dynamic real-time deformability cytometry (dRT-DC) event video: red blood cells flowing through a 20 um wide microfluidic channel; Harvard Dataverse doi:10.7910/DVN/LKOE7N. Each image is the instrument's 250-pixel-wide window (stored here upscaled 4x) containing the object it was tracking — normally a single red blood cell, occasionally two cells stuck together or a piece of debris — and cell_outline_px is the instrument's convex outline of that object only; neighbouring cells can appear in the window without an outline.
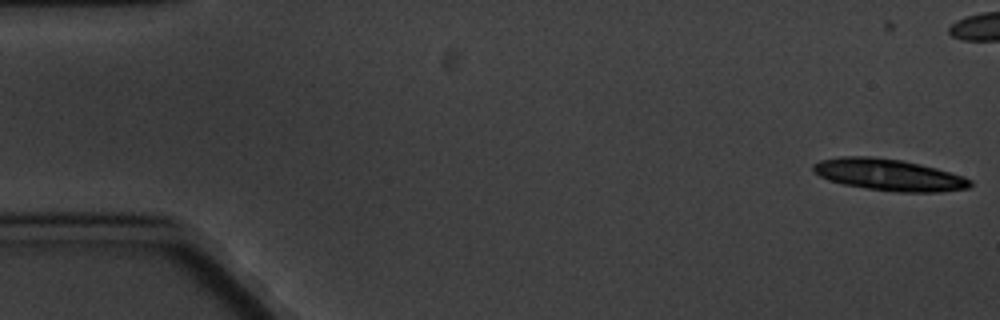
{"species": "common noctule bat (a hibernating species)", "species_latin": "Nyctalus noctula", "temperature_condition": "cold", "stored_images_in_passage": 14, "camera_frame_rate_fps": 3000, "um_per_image_px": 0.085, "animal": {"sex": "male", "body_mass_g": 20.1, "forearm_length_mm": 53.5}, "frame": {"image": 1, "passage_image": 2, "time_ms": 1.333, "image_size_px": [1000, 320], "cell_outline_px": [[972, 184], [968, 188], [940, 192], [896, 192], [868, 188], [844, 184], [828, 180], [812, 172], [812, 164], [820, 160], [840, 156], [872, 156], [900, 160], [920, 164], [936, 168], [964, 176], [972, 180]], "centroid_in_image_um": [75.54, 14.85], "position_along_channel_um": 9.5, "area_um2": 29.02}}
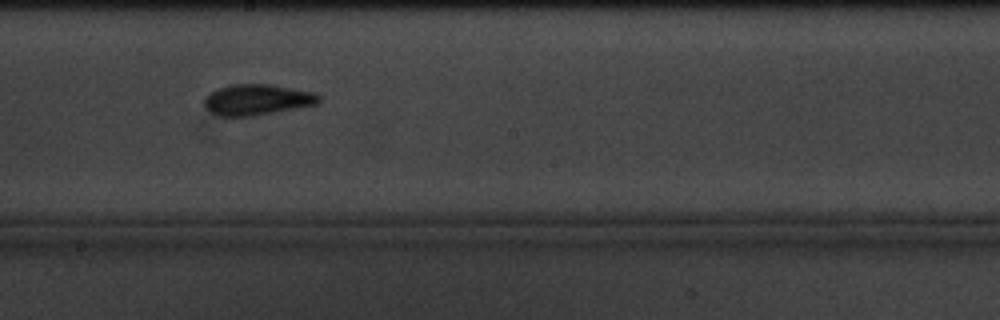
{"frame": {"image": 2, "passage_image": 12, "time_ms": 13.667, "image_size_px": [1000, 320], "cell_outline_px": [[320, 100], [316, 104], [296, 108], [252, 116], [220, 116], [212, 112], [204, 104], [204, 100], [216, 88], [232, 84], [272, 84], [316, 92], [320, 96]], "centroid_in_image_um": [21.89, 8.45], "position_along_channel_um": 226.3, "area_um2": 20.46}}